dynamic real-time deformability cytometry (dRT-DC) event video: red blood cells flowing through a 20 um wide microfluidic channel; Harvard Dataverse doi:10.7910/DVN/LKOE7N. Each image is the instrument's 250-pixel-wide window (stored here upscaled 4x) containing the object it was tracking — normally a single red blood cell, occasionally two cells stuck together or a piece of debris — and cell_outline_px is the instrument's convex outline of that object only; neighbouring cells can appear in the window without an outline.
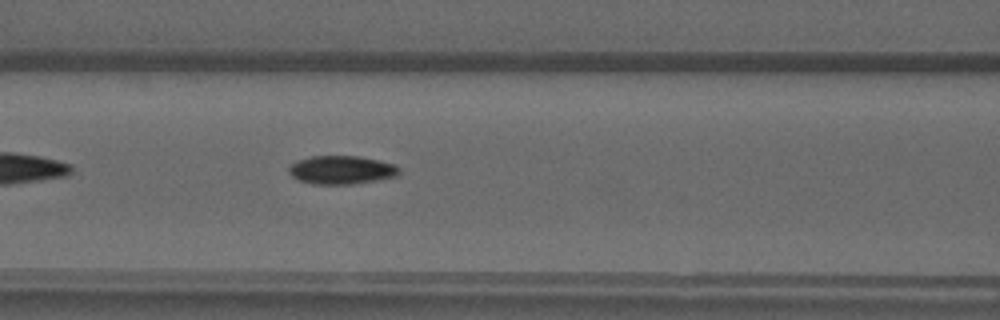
{"species": "common noctule bat (a hibernating species)", "species_latin": "Nyctalus noctula", "temperature_condition": "warm", "stored_images_in_passage": 33, "camera_frame_rate_fps": 3000, "um_per_image_px": 0.085, "animal": {"sex": "male", "forearm_length_mm": 52.5}, "frame": {"image": 1, "passage_image": 7, "time_ms": 2.0, "image_size_px": [1000, 320], "cell_outline_px": [[400, 172], [396, 176], [376, 180], [352, 184], [316, 184], [300, 180], [292, 176], [288, 172], [288, 168], [292, 164], [300, 160], [312, 156], [356, 156], [396, 164], [400, 168]], "centroid_in_image_um": [29.05, 14.44], "position_along_channel_um": 137.6, "area_um2": 18.03}}
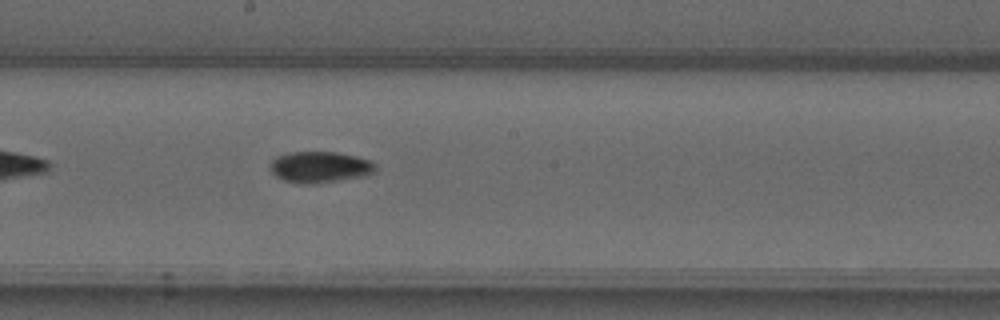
{"frame": {"image": 2, "passage_image": 13, "time_ms": 4.0, "image_size_px": [1000, 320], "cell_outline_px": [[376, 172], [364, 176], [316, 184], [300, 184], [284, 180], [276, 176], [272, 172], [272, 160], [276, 156], [288, 152], [336, 152], [356, 156], [368, 160], [376, 164]], "centroid_in_image_um": [27.21, 14.2], "position_along_channel_um": 221.0, "area_um2": 19.19}}
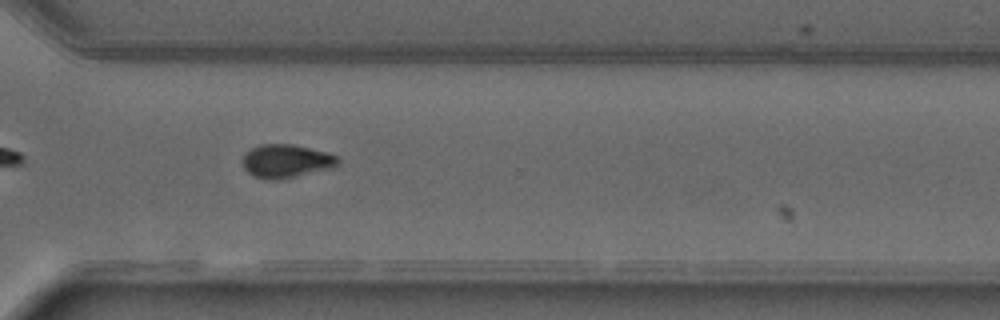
{"frame": {"image": 3, "passage_image": 22, "time_ms": 7.0, "image_size_px": [1000, 320], "cell_outline_px": [[340, 164], [332, 168], [276, 180], [264, 180], [252, 176], [244, 168], [244, 156], [252, 148], [260, 144], [292, 144], [328, 152], [336, 156], [340, 160]], "centroid_in_image_um": [24.35, 13.7], "position_along_channel_um": 346.3, "area_um2": 18.5}}